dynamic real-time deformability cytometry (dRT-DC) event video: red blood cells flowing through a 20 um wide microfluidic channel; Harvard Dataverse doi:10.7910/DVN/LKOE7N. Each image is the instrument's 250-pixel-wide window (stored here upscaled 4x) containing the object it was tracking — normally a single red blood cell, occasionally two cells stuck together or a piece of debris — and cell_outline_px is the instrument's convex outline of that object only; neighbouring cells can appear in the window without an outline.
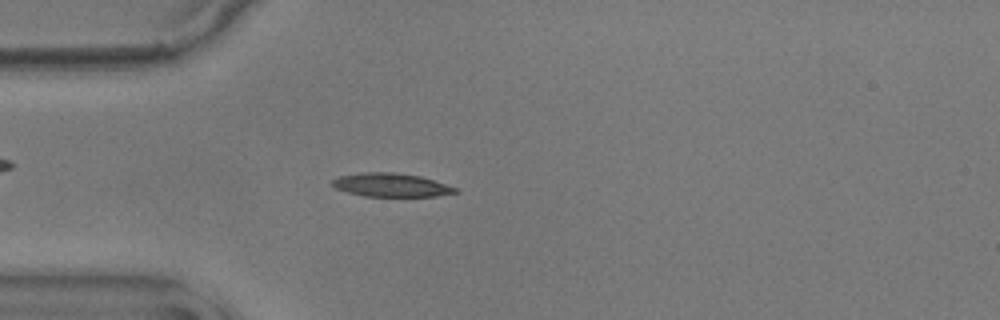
{"species": "common noctule bat (a hibernating species)", "species_latin": "Nyctalus noctula", "temperature_condition": "warm", "stored_images_in_passage": 47, "camera_frame_rate_fps": 3000, "um_per_image_px": 0.085, "animal": {"sex": "male", "body_mass_g": 17.9}, "frame": {"image": 1, "passage_image": 15, "time_ms": 4.667, "image_size_px": [1000, 320], "cell_outline_px": [[460, 192], [436, 196], [364, 196], [348, 192], [336, 188], [332, 184], [332, 180], [340, 176], [360, 172], [396, 172], [420, 176], [460, 188]], "centroid_in_image_um": [33.3, 15.72], "position_along_channel_um": 51.7, "area_um2": 16.94}}
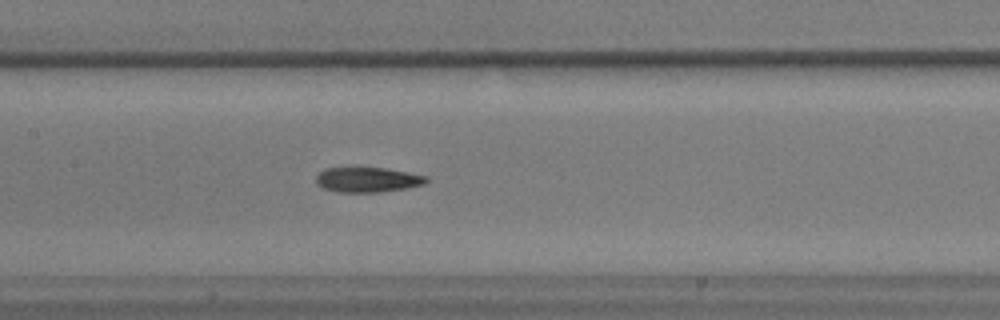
{"frame": {"image": 2, "passage_image": 26, "time_ms": 8.333, "image_size_px": [1000, 320], "cell_outline_px": [[428, 180], [424, 184], [408, 188], [380, 192], [340, 192], [324, 188], [316, 184], [316, 176], [320, 172], [328, 168], [384, 168], [408, 172], [428, 176]], "centroid_in_image_um": [31.27, 15.28], "position_along_channel_um": 176.1, "area_um2": 15.95}}
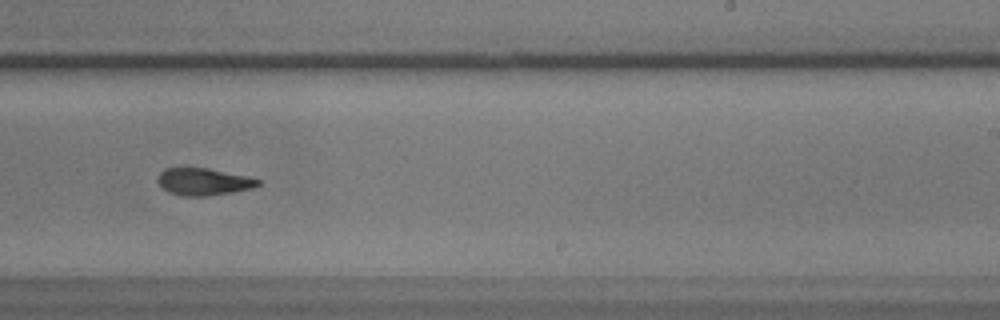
{"frame": {"image": 3, "passage_image": 34, "time_ms": 11.0, "image_size_px": [1000, 320], "cell_outline_px": [[260, 184], [252, 188], [232, 192], [204, 196], [180, 196], [168, 192], [156, 180], [160, 172], [164, 168], [208, 168], [248, 176], [260, 180]], "centroid_in_image_um": [17.28, 15.44], "position_along_channel_um": 271.7, "area_um2": 15.84}, "authors_computed_cell_mechanics": {"area_um2": 16.184, "velocity_mm_per_s": 3.5992, "shape_relaxation_time_tau1_ms": 4.0054, "shape_relaxation_time_tau2_ms": 4.3278, "deformation_change_tau1": 0.1834, "deformation_change_tau2": 0.1381}}